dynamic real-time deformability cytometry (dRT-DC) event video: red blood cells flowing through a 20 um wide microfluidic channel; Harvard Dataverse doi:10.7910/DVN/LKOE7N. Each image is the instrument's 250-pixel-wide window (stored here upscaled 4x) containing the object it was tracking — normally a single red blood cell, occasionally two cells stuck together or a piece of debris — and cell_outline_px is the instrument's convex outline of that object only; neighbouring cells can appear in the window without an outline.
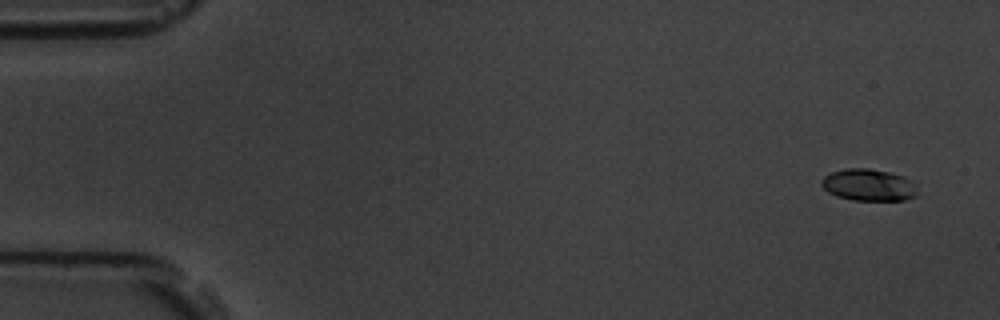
{"species": "common noctule bat (a hibernating species)", "species_latin": "Nyctalus noctula", "temperature_condition": "room temperature", "stored_images_in_passage": 11, "camera_frame_rate_fps": 3000, "um_per_image_px": 0.085, "animal": {"sex": "male", "body_mass_g": 19.5, "forearm_length_mm": 54.6}, "frame": {"image": 1, "passage_image": 1, "time_ms": 0.0, "image_size_px": [1000, 320], "cell_outline_px": [[916, 196], [904, 200], [852, 200], [836, 196], [828, 192], [820, 184], [820, 180], [824, 176], [832, 172], [844, 168], [868, 168], [888, 172], [912, 180], [916, 192]], "centroid_in_image_um": [73.78, 15.72], "position_along_channel_um": 11.2, "area_um2": 17.74}}
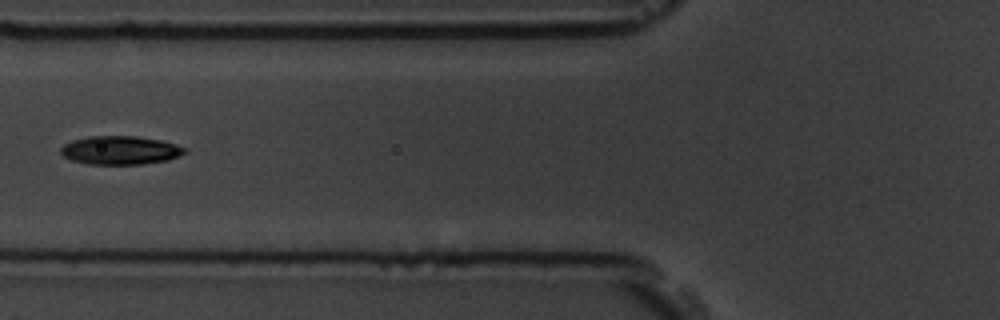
{"frame": {"image": 2, "passage_image": 6, "time_ms": 6.667, "image_size_px": [1000, 320], "cell_outline_px": [[188, 152], [168, 160], [140, 164], [88, 164], [72, 160], [64, 156], [60, 152], [60, 148], [64, 144], [72, 140], [88, 136], [136, 136], [160, 140], [176, 144], [188, 148]], "centroid_in_image_um": [10.24, 12.76], "position_along_channel_um": 115.6, "area_um2": 20.69}}
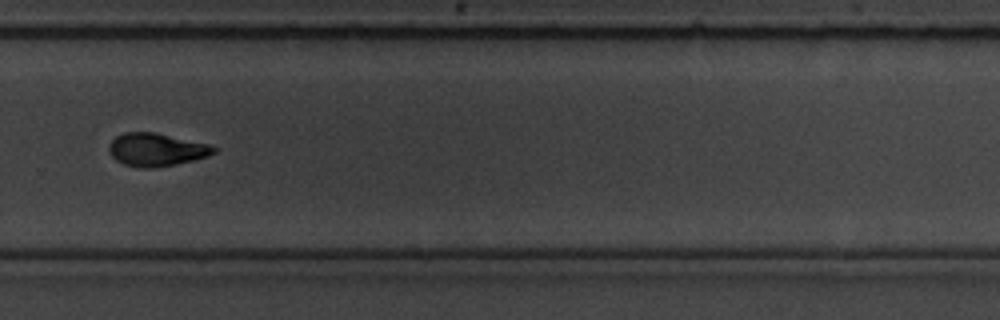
{"frame": {"image": 3, "passage_image": 11, "time_ms": 12.333, "image_size_px": [1000, 320], "cell_outline_px": [[220, 148], [216, 152], [208, 156], [176, 164], [152, 168], [140, 168], [124, 164], [116, 160], [108, 152], [108, 144], [116, 136], [124, 132], [156, 132], [208, 144]], "centroid_in_image_um": [13.28, 12.71], "position_along_channel_um": 316.5, "area_um2": 20.29}}